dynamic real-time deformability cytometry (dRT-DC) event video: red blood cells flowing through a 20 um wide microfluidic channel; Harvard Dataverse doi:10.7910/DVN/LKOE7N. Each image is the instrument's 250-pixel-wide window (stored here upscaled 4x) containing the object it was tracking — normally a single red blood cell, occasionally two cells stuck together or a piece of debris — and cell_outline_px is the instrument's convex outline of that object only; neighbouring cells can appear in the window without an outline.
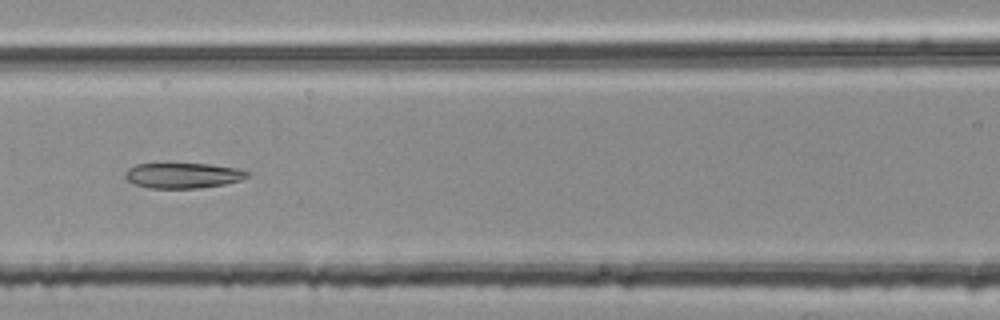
{"species": "common noctule bat (a hibernating species)", "species_latin": "Nyctalus noctula", "temperature_condition": "room temperature", "stored_images_in_passage": 30, "camera_frame_rate_fps": 3000, "um_per_image_px": 0.085, "animal": {"sex": "female", "body_mass_g": 25.1}, "frame": {"image": 1, "passage_image": 9, "time_ms": 2.667, "image_size_px": [1000, 320], "cell_outline_px": [[248, 176], [240, 180], [224, 184], [200, 188], [148, 188], [136, 184], [128, 180], [124, 176], [124, 172], [128, 168], [136, 164], [208, 164], [240, 168], [248, 172]], "centroid_in_image_um": [15.55, 14.91], "position_along_channel_um": 151.1, "area_um2": 17.98}}
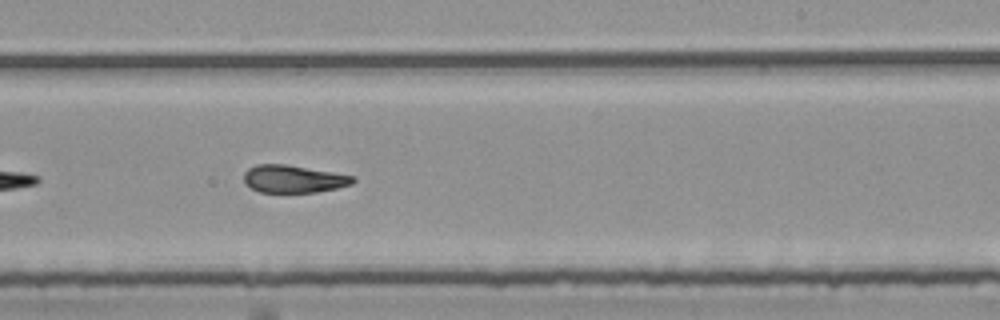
{"frame": {"image": 2, "passage_image": 18, "time_ms": 5.667, "image_size_px": [1000, 320], "cell_outline_px": [[356, 180], [352, 184], [336, 188], [316, 192], [260, 192], [244, 184], [244, 172], [248, 168], [256, 164], [288, 164], [332, 172], [352, 176]], "centroid_in_image_um": [24.91, 15.2], "position_along_channel_um": 264.1, "area_um2": 17.51}}
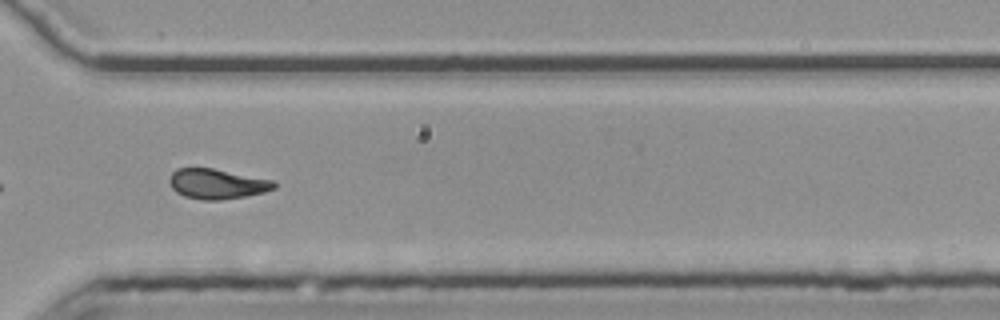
{"frame": {"image": 3, "passage_image": 25, "time_ms": 8.0, "image_size_px": [1000, 320], "cell_outline_px": [[276, 188], [264, 192], [244, 196], [220, 200], [200, 200], [184, 196], [176, 192], [172, 188], [168, 180], [172, 172], [176, 168], [212, 168], [272, 180], [276, 184]], "centroid_in_image_um": [18.41, 15.63], "position_along_channel_um": 352.2, "area_um2": 18.26}, "authors_computed_cell_mechanics": {"area_um2": 18.4671, "velocity_mm_per_s": 3.7776, "shape_relaxation_time_tau1_ms": null, "shape_relaxation_time_tau2_ms": 2.7466, "deformation_change_tau1": null, "deformation_change_tau2": 0.1116}}